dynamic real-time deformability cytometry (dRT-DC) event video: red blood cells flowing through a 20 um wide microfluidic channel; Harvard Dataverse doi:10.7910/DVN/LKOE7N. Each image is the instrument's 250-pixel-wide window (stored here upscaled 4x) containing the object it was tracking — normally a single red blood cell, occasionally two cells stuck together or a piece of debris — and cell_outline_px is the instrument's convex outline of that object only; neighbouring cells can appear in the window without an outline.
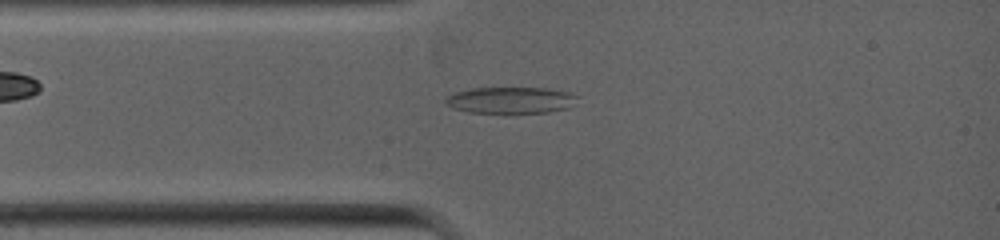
{"species": "common noctule bat (a hibernating species)", "species_latin": "Nyctalus noctula", "temperature_condition": "warm", "stored_images_in_passage": 70, "camera_frame_rate_fps": 5000, "um_per_image_px": 0.085, "animal": {"sex": "female", "body_mass_g": 19.0, "forearm_length_mm": 53.3}, "frame": {"image": 1, "passage_image": 14, "time_ms": 1.8, "image_size_px": [1000, 240], "cell_outline_px": [[580, 96], [568, 108], [548, 112], [508, 116], [468, 112], [452, 108], [444, 100], [448, 96], [456, 92], [472, 88], [548, 88], [572, 92]], "centroid_in_image_um": [43.44, 8.56], "position_along_channel_um": 41.6, "area_um2": 21.33}}
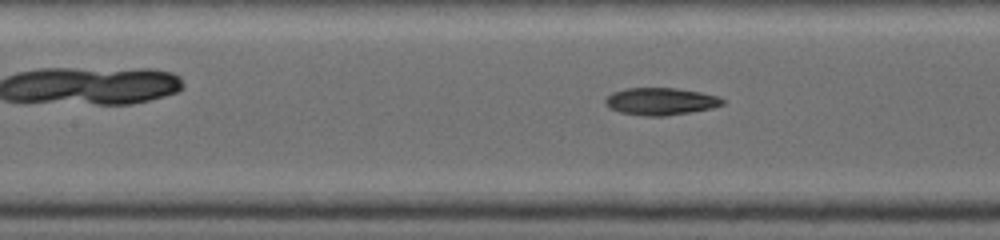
{"frame": {"image": 2, "passage_image": 29, "time_ms": 4.0, "image_size_px": [1000, 240], "cell_outline_px": [[724, 104], [712, 108], [664, 116], [644, 116], [620, 112], [608, 108], [604, 104], [604, 100], [612, 92], [624, 88], [676, 88], [700, 92], [720, 96], [724, 100]], "centroid_in_image_um": [56.13, 8.61], "position_along_channel_um": 151.3, "area_um2": 18.73}}
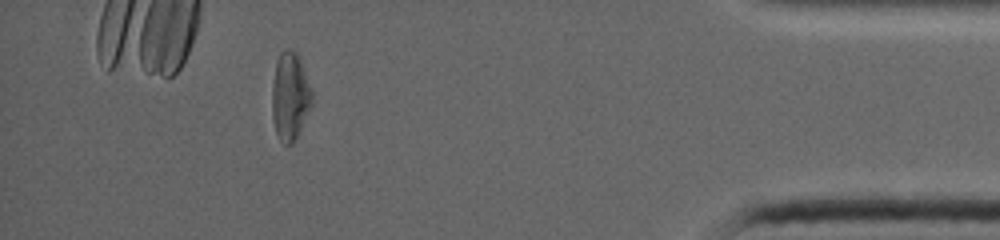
{"frame": {"image": 3, "passage_image": 57, "time_ms": 10.2, "image_size_px": [1000, 240], "cell_outline_px": [[312, 104], [292, 144], [284, 144], [276, 136], [272, 120], [272, 84], [276, 64], [280, 52], [284, 48], [296, 52], [300, 56], [312, 88]], "centroid_in_image_um": [24.65, 8.16], "position_along_channel_um": 410.6, "area_um2": 20.63}}